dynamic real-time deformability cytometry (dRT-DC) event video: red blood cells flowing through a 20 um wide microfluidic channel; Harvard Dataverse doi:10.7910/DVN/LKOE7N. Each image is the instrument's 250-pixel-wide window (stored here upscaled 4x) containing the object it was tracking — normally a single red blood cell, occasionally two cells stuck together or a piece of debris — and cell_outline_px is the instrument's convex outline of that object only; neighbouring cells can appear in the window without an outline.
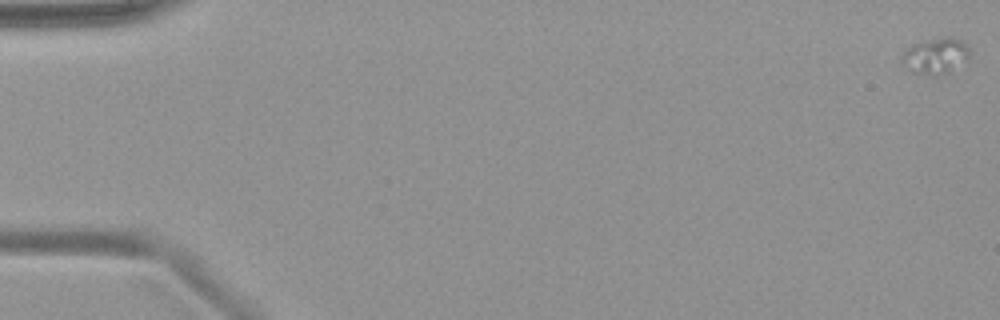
{"species": "common noctule bat (a hibernating species)", "species_latin": "Nyctalus noctula", "temperature_condition": "warm", "stored_images_in_passage": 52, "camera_frame_rate_fps": 3000, "um_per_image_px": 0.085, "animal": {"sex": "female", "body_mass_g": 19.9}, "frame": {"image": 1, "passage_image": 1, "time_ms": 0.0, "image_size_px": [1000, 320], "cell_outline_px": [[968, 56], [948, 72], [932, 76], [928, 76], [912, 72], [900, 60], [900, 56], [912, 44], [944, 36], [952, 36], [964, 40], [968, 44]], "centroid_in_image_um": [79.49, 4.72], "position_along_channel_um": 5.5, "area_um2": 14.1}}